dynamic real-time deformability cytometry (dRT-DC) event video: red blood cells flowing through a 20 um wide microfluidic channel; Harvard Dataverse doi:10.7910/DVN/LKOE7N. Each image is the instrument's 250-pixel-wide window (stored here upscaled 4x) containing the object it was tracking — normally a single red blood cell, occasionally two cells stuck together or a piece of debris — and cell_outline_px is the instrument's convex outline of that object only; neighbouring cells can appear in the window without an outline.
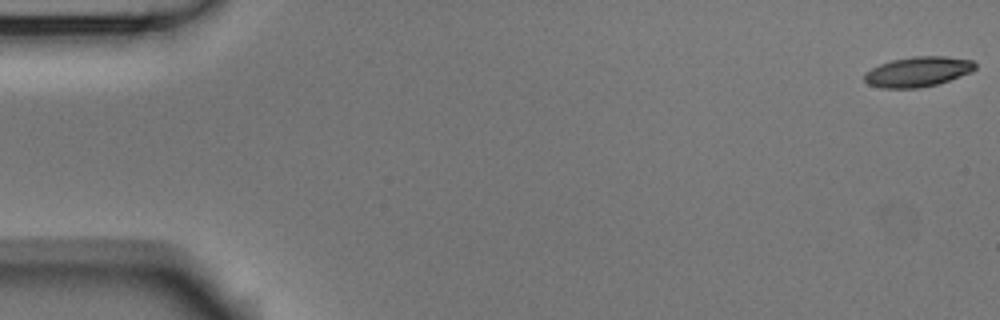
{"species": "Egyptian fruit bat (a non-hibernating species)", "species_latin": "Rousettus aegyptiacus", "temperature_condition": "room temperature", "stored_images_in_passage": 54, "camera_frame_rate_fps": 3000, "um_per_image_px": 0.085, "animal": {"sex": "male"}, "frame": {"image": 1, "passage_image": 1, "time_ms": 0.0, "image_size_px": [1000, 320], "cell_outline_px": [[976, 68], [972, 72], [936, 84], [916, 88], [880, 88], [868, 84], [864, 80], [864, 72], [880, 64], [892, 60], [912, 56], [948, 56], [972, 60], [976, 64]], "centroid_in_image_um": [78.01, 6.09], "position_along_channel_um": 7.0, "area_um2": 19.42}}
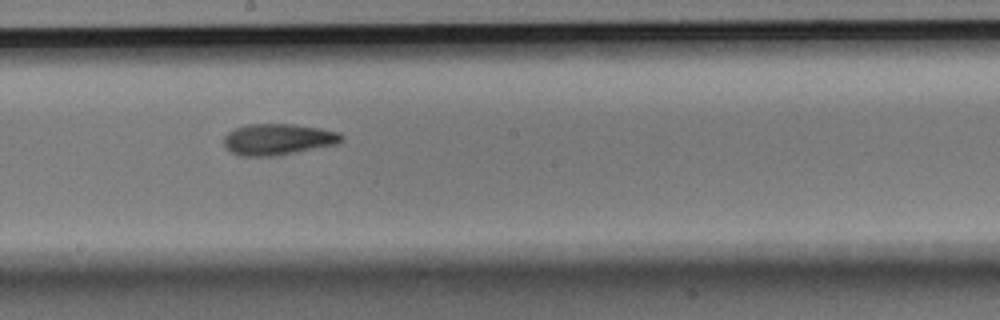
{"frame": {"image": 2, "passage_image": 30, "time_ms": 9.667, "image_size_px": [1000, 320], "cell_outline_px": [[344, 140], [336, 144], [276, 156], [240, 156], [224, 148], [224, 136], [228, 132], [236, 128], [248, 124], [296, 124], [320, 128], [340, 132], [344, 136]], "centroid_in_image_um": [23.63, 11.84], "position_along_channel_um": 224.6, "area_um2": 21.56}}
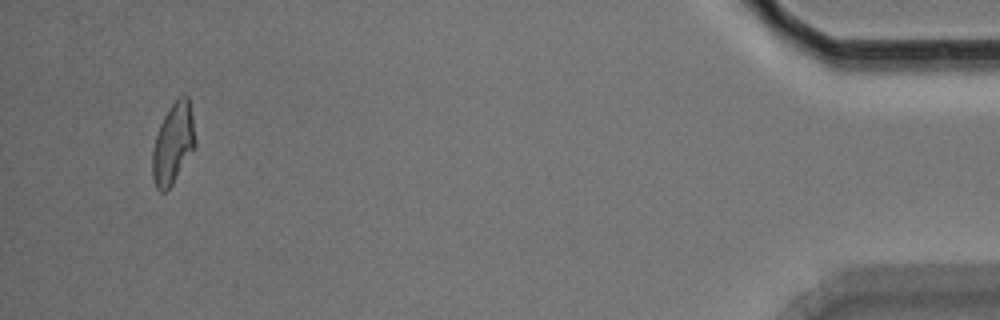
{"frame": {"image": 3, "passage_image": 52, "time_ms": 17.0, "image_size_px": [1000, 320], "cell_outline_px": [[196, 144], [172, 184], [164, 192], [160, 192], [156, 188], [152, 176], [152, 152], [156, 136], [160, 124], [168, 108], [180, 96], [188, 96], [192, 116], [196, 140]], "centroid_in_image_um": [14.7, 12.2], "position_along_channel_um": 420.5, "area_um2": 19.83}, "authors_computed_cell_mechanics": {"area_um2": 20.3456, "velocity_mm_per_s": 3.7241, "shape_relaxation_time_tau1_ms": 7.5728, "shape_relaxation_time_tau2_ms": 4.2997, "deformation_change_tau1": 0.2161, "deformation_change_tau2": 0.1257}}